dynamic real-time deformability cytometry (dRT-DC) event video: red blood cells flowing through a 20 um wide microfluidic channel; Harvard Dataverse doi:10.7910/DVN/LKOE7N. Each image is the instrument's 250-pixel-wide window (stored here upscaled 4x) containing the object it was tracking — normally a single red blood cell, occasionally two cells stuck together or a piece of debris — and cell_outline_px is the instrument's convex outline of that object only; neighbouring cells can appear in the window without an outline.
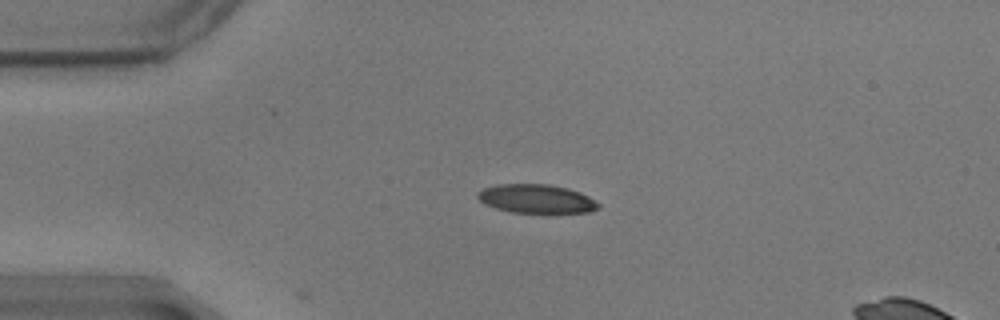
{"species": "common noctule bat (a hibernating species)", "species_latin": "Nyctalus noctula", "temperature_condition": "warm", "stored_images_in_passage": 9, "camera_frame_rate_fps": 3000, "um_per_image_px": 0.085, "animal": {"sex": "male", "body_mass_g": 17.9}, "frame": {"image": 1, "passage_image": 7, "time_ms": 2.0, "image_size_px": [1000, 320], "cell_outline_px": [[600, 208], [588, 212], [512, 212], [496, 208], [484, 204], [476, 196], [476, 192], [484, 188], [496, 184], [548, 184], [568, 188], [580, 192], [588, 196], [600, 204]], "centroid_in_image_um": [45.57, 16.88], "position_along_channel_um": 39.4, "area_um2": 20.17}}